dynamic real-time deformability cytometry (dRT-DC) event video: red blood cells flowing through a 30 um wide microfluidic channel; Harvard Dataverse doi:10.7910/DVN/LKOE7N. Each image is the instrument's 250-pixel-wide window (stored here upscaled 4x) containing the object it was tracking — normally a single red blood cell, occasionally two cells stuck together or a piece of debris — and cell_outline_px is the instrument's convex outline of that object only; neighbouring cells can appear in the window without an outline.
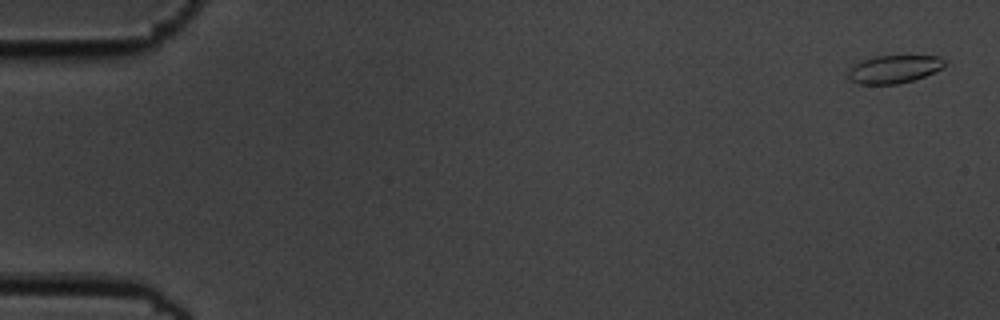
{"species": "common noctule bat (a hibernating species)", "species_latin": "Nyctalus noctula", "temperature_condition": "cold", "stored_images_in_passage": 56, "camera_frame_rate_fps": 3000, "um_per_image_px": 0.085, "animal": {"sex": "male", "body_mass_g": 19.5, "forearm_length_mm": 54.6}, "frame": {"image": 1, "passage_image": 2, "time_ms": 0.333, "image_size_px": [1000, 320], "cell_outline_px": [[944, 64], [940, 68], [924, 76], [912, 80], [896, 84], [860, 84], [852, 80], [848, 76], [848, 72], [856, 64], [864, 60], [876, 56], [940, 56], [944, 60]], "centroid_in_image_um": [75.99, 5.88], "position_along_channel_um": 9.0, "area_um2": 15.2}}
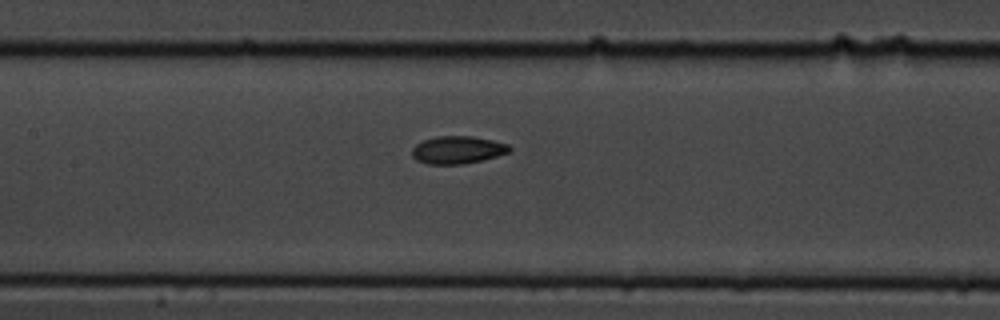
{"frame": {"image": 2, "passage_image": 27, "time_ms": 8.667, "image_size_px": [1000, 320], "cell_outline_px": [[512, 148], [508, 152], [496, 156], [464, 164], [428, 164], [416, 160], [412, 156], [412, 148], [416, 144], [424, 140], [436, 136], [472, 136], [492, 140], [508, 144]], "centroid_in_image_um": [38.87, 12.73], "position_along_channel_um": 168.5, "area_um2": 15.61}}
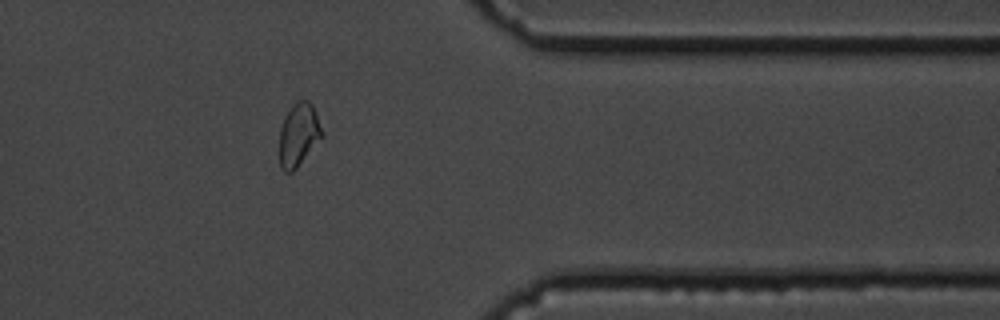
{"frame": {"image": 3, "passage_image": 46, "time_ms": 15.0, "image_size_px": [1000, 320], "cell_outline_px": [[324, 136], [296, 168], [292, 172], [284, 172], [280, 168], [280, 128], [292, 104], [296, 100], [308, 100], [312, 104], [316, 112], [324, 132]], "centroid_in_image_um": [25.41, 11.44], "position_along_channel_um": 386.0, "area_um2": 15.72}, "authors_computed_cell_mechanics": {"area_um2": 15.7505, "velocity_mm_per_s": 3.634, "shape_relaxation_time_tau1_ms": 6.9661, "shape_relaxation_time_tau2_ms": 1.1352, "deformation_change_tau1": 0.1552, "deformation_change_tau2": 0.0352}}